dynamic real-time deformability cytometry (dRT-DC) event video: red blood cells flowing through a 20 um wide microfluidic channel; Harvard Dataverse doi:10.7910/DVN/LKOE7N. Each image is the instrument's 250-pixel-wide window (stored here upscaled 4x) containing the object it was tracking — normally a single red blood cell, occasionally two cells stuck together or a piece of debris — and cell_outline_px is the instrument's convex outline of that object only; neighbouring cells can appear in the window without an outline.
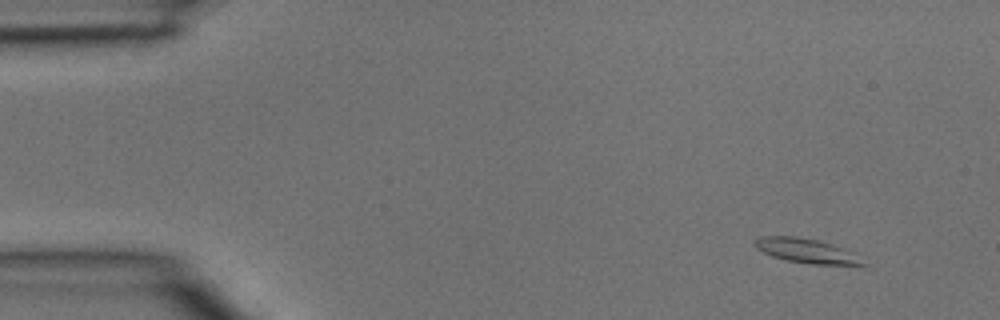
{"species": "common noctule bat (a hibernating species)", "species_latin": "Nyctalus noctula", "temperature_condition": "room temperature", "stored_images_in_passage": 4, "camera_frame_rate_fps": 3000, "um_per_image_px": 0.085, "animal": {"sex": "male", "body_mass_g": 15.6}, "frame": {"image": 1, "passage_image": 1, "time_ms": 0.0, "image_size_px": [1000, 320], "cell_outline_px": [[868, 268], [864, 268], [812, 264], [784, 260], [772, 256], [756, 248], [752, 244], [752, 240], [760, 236], [796, 236], [816, 240], [832, 244], [856, 252], [868, 264]], "centroid_in_image_um": [68.72, 21.37], "position_along_channel_um": 16.3, "area_um2": 16.42}}